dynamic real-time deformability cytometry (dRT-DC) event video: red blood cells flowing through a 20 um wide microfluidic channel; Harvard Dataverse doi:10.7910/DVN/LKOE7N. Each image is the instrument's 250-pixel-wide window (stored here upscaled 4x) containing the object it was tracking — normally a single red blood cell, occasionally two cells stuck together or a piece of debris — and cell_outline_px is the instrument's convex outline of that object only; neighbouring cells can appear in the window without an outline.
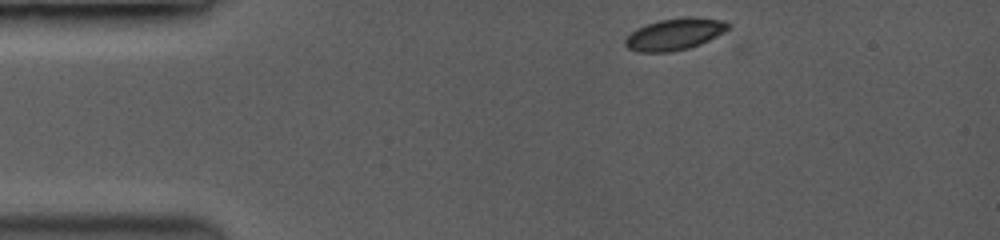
{"species": "common noctule bat (a hibernating species)", "species_latin": "Nyctalus noctula", "temperature_condition": "room temperature", "stored_images_in_passage": 38, "camera_frame_rate_fps": 3500, "um_per_image_px": 0.085, "animal": {"sex": "female", "body_mass_g": 19.0, "forearm_length_mm": 53.3}, "frame": {"image": 1, "passage_image": 1, "time_ms": 0.0, "image_size_px": [1000, 240], "cell_outline_px": [[728, 28], [708, 40], [700, 44], [688, 48], [668, 52], [640, 52], [628, 48], [624, 44], [624, 40], [636, 28], [660, 20], [720, 20], [728, 24]], "centroid_in_image_um": [57.22, 2.97], "position_along_channel_um": 27.8, "area_um2": 17.69}}
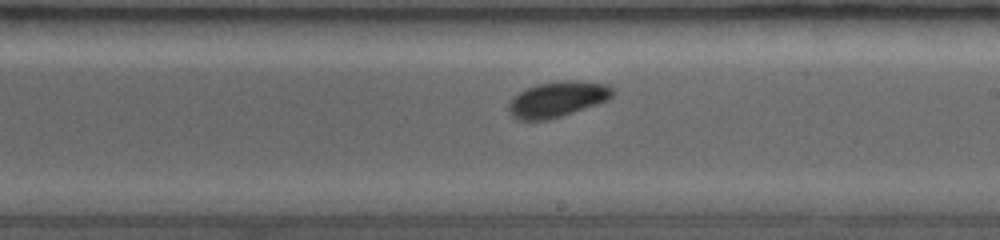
{"frame": {"image": 2, "passage_image": 22, "time_ms": 6.857, "image_size_px": [1000, 240], "cell_outline_px": [[612, 96], [604, 100], [560, 116], [548, 120], [516, 120], [512, 116], [508, 108], [512, 100], [520, 92], [536, 84], [560, 80], [576, 80], [608, 84], [612, 88]], "centroid_in_image_um": [47.35, 8.42], "position_along_channel_um": 241.7, "area_um2": 20.98}}
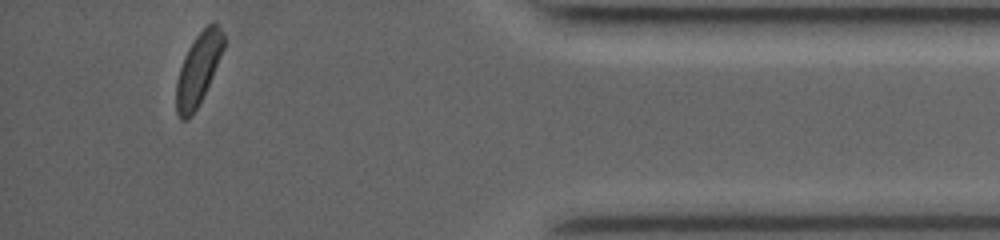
{"frame": {"image": 3, "passage_image": 38, "time_ms": 12.0, "image_size_px": [1000, 240], "cell_outline_px": [[224, 48], [212, 76], [192, 116], [188, 120], [180, 120], [176, 112], [176, 80], [184, 56], [188, 48], [196, 36], [208, 24], [216, 24], [220, 28], [224, 36]], "centroid_in_image_um": [16.82, 5.91], "position_along_channel_um": 418.4, "area_um2": 19.42}, "authors_computed_cell_mechanics": {"area_um2": 20.0566, "velocity_mm_per_s": 4.0201, "shape_relaxation_time_tau1_ms": 4.8121, "shape_relaxation_time_tau2_ms": null, "deformation_change_tau1": 0.1626, "deformation_change_tau2": null}}